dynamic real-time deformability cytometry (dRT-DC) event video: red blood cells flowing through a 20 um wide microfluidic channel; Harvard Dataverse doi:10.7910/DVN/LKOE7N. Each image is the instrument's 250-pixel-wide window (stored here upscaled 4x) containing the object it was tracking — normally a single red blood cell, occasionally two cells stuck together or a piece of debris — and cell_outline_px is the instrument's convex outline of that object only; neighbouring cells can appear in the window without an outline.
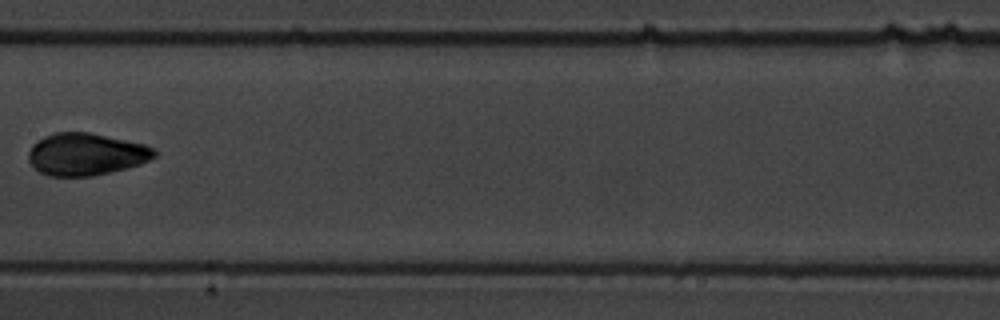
{"species": "common noctule bat (a hibernating species)", "species_latin": "Nyctalus noctula", "temperature_condition": "warm", "stored_images_in_passage": 12, "camera_frame_rate_fps": 3000, "um_per_image_px": 0.085, "animal": {"sex": "male", "body_mass_g": 19.5, "forearm_length_mm": 54.6}, "frame": {"image": 1, "passage_image": 9, "time_ms": 10.0, "image_size_px": [1000, 320], "cell_outline_px": [[156, 156], [140, 164], [128, 168], [92, 176], [48, 176], [40, 172], [28, 160], [28, 152], [32, 144], [36, 140], [44, 136], [56, 132], [88, 132], [144, 144], [152, 148], [156, 152]], "centroid_in_image_um": [7.28, 13.11], "position_along_channel_um": 200.1, "area_um2": 30.92}}
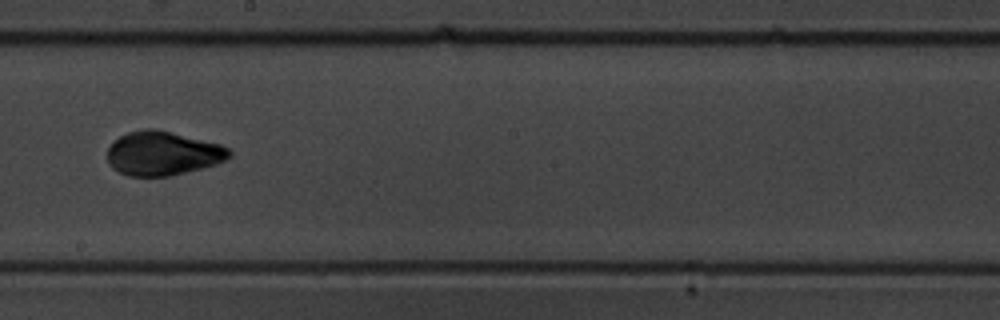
{"frame": {"image": 2, "passage_image": 10, "time_ms": 11.0, "image_size_px": [1000, 320], "cell_outline_px": [[232, 156], [216, 164], [168, 176], [128, 176], [112, 168], [108, 164], [108, 148], [112, 140], [128, 132], [148, 128], [152, 128], [220, 144], [228, 148], [232, 152]], "centroid_in_image_um": [13.8, 13.04], "position_along_channel_um": 234.4, "area_um2": 31.04}}
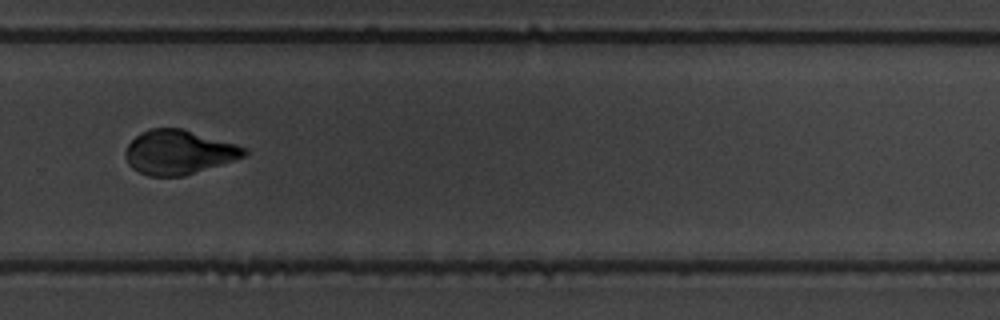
{"frame": {"image": 3, "passage_image": 12, "time_ms": 13.333, "image_size_px": [1000, 320], "cell_outline_px": [[248, 152], [244, 156], [184, 176], [148, 176], [132, 168], [128, 164], [124, 156], [124, 152], [128, 144], [136, 136], [152, 128], [184, 128], [236, 144], [248, 148]], "centroid_in_image_um": [15.17, 12.93], "position_along_channel_um": 314.6, "area_um2": 30.52}}